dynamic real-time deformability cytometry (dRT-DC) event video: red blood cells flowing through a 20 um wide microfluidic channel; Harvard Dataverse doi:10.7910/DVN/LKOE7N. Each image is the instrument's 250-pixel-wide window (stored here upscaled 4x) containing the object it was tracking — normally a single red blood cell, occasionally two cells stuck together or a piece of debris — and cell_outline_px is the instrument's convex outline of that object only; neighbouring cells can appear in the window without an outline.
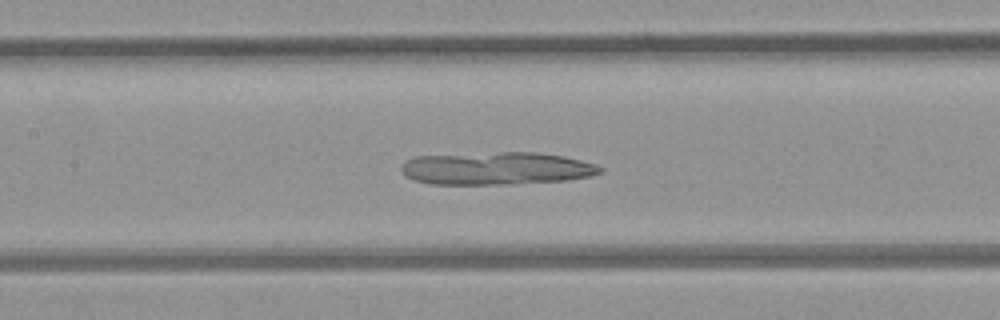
{"species": "common noctule bat (a hibernating species)", "species_latin": "Nyctalus noctula", "temperature_condition": "room temperature", "stored_images_in_passage": 53, "camera_frame_rate_fps": 3000, "um_per_image_px": 0.085, "animal": {"sex": "female", "body_mass_g": 21.9}, "frame": {"image": 1, "passage_image": 24, "time_ms": 7.667, "image_size_px": [1000, 320], "cell_outline_px": [[604, 172], [588, 176], [568, 180], [512, 184], [432, 184], [412, 180], [404, 176], [400, 168], [400, 164], [404, 160], [416, 156], [500, 152], [536, 152], [564, 156], [596, 164], [604, 168]], "centroid_in_image_um": [42.17, 14.31], "position_along_channel_um": 165.2, "area_um2": 38.26}}
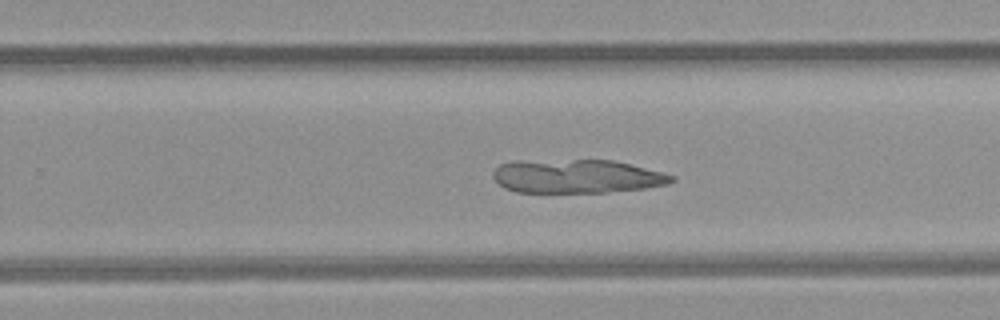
{"frame": {"image": 2, "passage_image": 33, "time_ms": 10.667, "image_size_px": [1000, 320], "cell_outline_px": [[676, 180], [668, 184], [644, 188], [608, 192], [516, 192], [504, 188], [492, 176], [492, 172], [500, 164], [572, 160], [612, 160], [676, 176]], "centroid_in_image_um": [49.09, 15.01], "position_along_channel_um": 280.7, "area_um2": 34.16}}
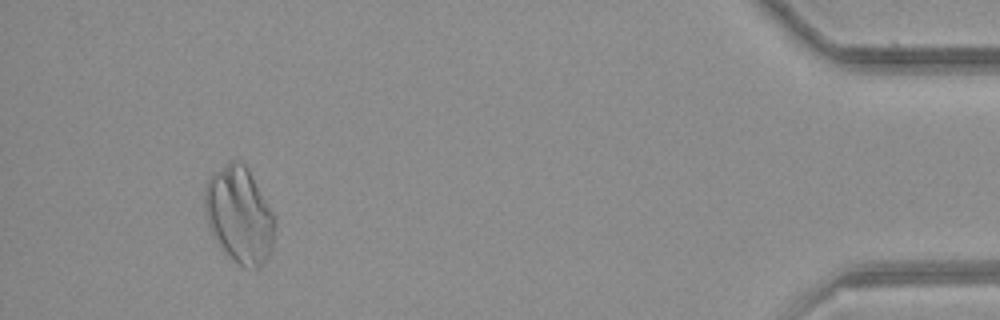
{"frame": {"image": 3, "passage_image": 49, "time_ms": 16.0, "image_size_px": [1000, 320], "cell_outline_px": [[276, 228], [272, 248], [264, 264], [256, 272], [244, 268], [232, 260], [228, 256], [216, 240], [208, 228], [204, 208], [204, 188], [208, 180], [216, 172], [232, 160], [240, 160], [248, 168], [276, 216]], "centroid_in_image_um": [20.38, 18.33], "position_along_channel_um": 414.8, "area_um2": 40.0}}